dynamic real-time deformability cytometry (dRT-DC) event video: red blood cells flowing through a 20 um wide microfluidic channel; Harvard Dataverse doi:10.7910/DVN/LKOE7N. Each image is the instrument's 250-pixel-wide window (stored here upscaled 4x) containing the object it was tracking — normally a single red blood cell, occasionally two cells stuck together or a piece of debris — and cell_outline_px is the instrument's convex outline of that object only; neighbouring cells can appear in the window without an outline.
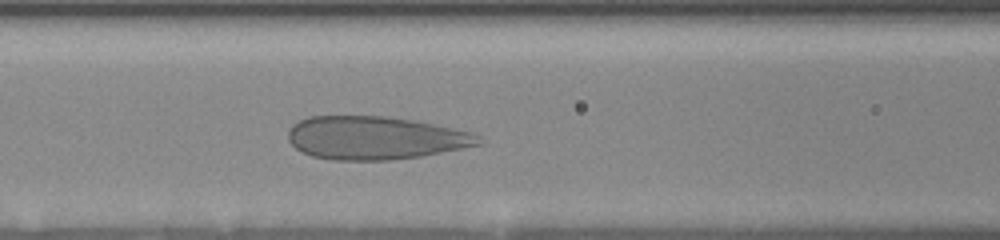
{"species": "human", "species_latin": "Homo sapiens", "temperature_condition": "room temperature", "stored_images_in_passage": 15, "camera_frame_rate_fps": 3000, "um_per_image_px": 0.085, "donor": {"sex": "female"}, "frame": {"image": 1, "passage_image": 10, "time_ms": 3.0, "image_size_px": [1000, 240], "cell_outline_px": [[484, 144], [420, 156], [388, 160], [332, 160], [312, 156], [296, 148], [288, 140], [288, 132], [292, 124], [308, 116], [384, 116], [412, 120], [452, 128], [468, 132], [480, 136], [484, 140]], "centroid_in_image_um": [31.87, 11.72], "position_along_channel_um": 134.7, "area_um2": 47.74}}
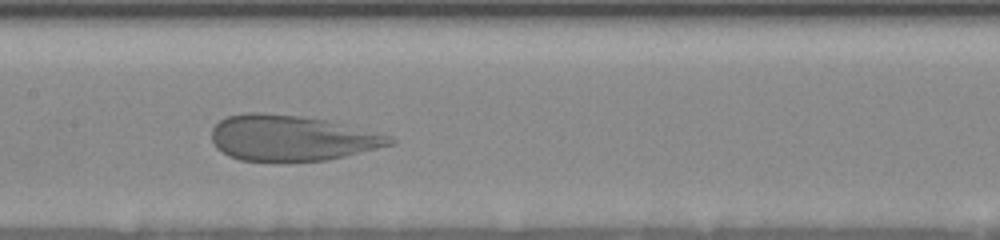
{"frame": {"image": 2, "passage_image": 14, "time_ms": 4.333, "image_size_px": [1000, 240], "cell_outline_px": [[396, 144], [344, 156], [324, 160], [240, 160], [228, 156], [216, 148], [212, 140], [212, 128], [220, 120], [228, 116], [248, 112], [260, 112], [300, 116], [324, 120], [392, 136], [396, 140]], "centroid_in_image_um": [24.77, 11.72], "position_along_channel_um": 182.6, "area_um2": 46.88}}